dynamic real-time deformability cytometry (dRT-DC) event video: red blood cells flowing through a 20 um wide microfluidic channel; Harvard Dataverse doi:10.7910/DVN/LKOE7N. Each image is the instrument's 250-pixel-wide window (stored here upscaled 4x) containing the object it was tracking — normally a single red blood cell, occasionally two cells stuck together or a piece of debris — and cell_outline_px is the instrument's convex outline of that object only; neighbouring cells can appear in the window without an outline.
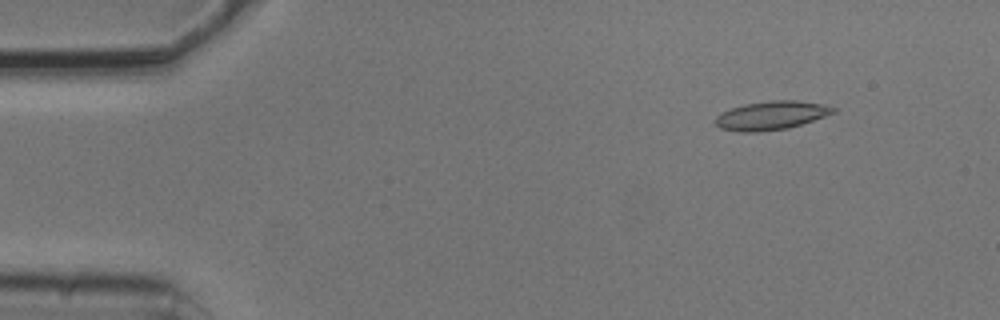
{"species": "common noctule bat (a hibernating species)", "species_latin": "Nyctalus noctula", "temperature_condition": "cold", "stored_images_in_passage": 5, "camera_frame_rate_fps": 3000, "um_per_image_px": 0.085, "animal": {"sex": "male", "body_mass_g": 20.5, "forearm_length_mm": 52.5}, "frame": {"image": 1, "passage_image": 2, "time_ms": 0.333, "image_size_px": [1000, 320], "cell_outline_px": [[836, 112], [788, 128], [760, 132], [736, 132], [720, 128], [716, 124], [716, 116], [732, 108], [744, 104], [772, 100], [796, 100], [824, 104], [836, 108]], "centroid_in_image_um": [65.56, 9.81], "position_along_channel_um": 19.4, "area_um2": 19.54}}
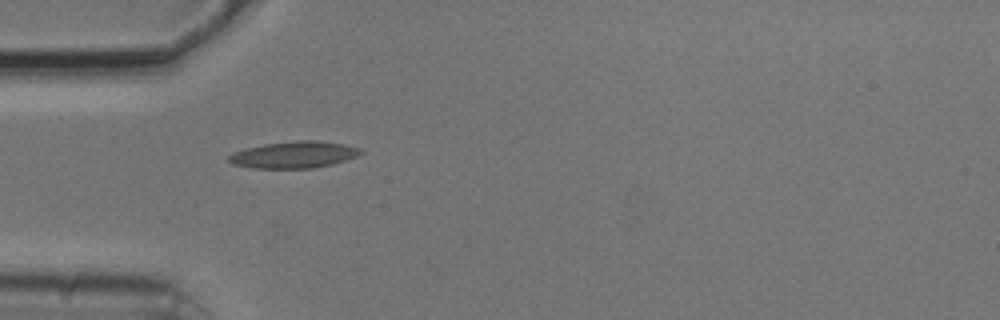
{"frame": {"image": 2, "passage_image": 4, "time_ms": 1.0, "image_size_px": [1000, 320], "cell_outline_px": [[364, 152], [356, 156], [332, 164], [312, 168], [252, 168], [232, 164], [228, 160], [228, 156], [244, 148], [264, 144], [300, 140], [316, 140], [344, 144], [360, 148]], "centroid_in_image_um": [24.98, 13.15], "position_along_channel_um": 60.0, "area_um2": 20.4}}
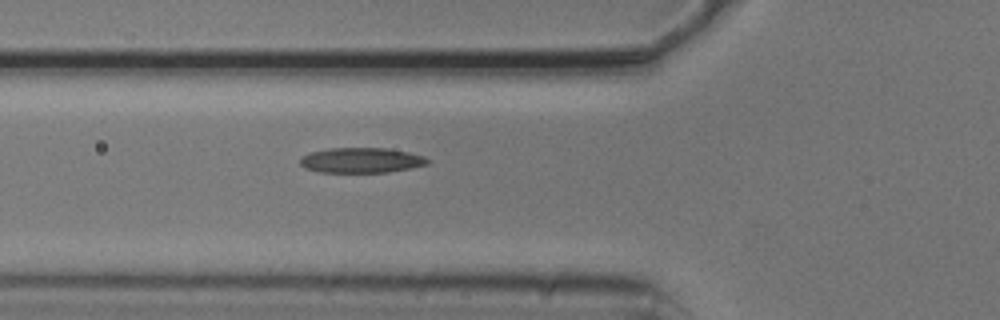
{"frame": {"image": 3, "passage_image": 5, "time_ms": 1.333, "image_size_px": [1000, 320], "cell_outline_px": [[428, 164], [412, 168], [388, 172], [320, 172], [304, 168], [300, 164], [300, 156], [308, 152], [328, 148], [384, 148], [408, 152], [424, 156], [428, 160]], "centroid_in_image_um": [30.66, 13.62], "position_along_channel_um": 95.1, "area_um2": 18.79}}